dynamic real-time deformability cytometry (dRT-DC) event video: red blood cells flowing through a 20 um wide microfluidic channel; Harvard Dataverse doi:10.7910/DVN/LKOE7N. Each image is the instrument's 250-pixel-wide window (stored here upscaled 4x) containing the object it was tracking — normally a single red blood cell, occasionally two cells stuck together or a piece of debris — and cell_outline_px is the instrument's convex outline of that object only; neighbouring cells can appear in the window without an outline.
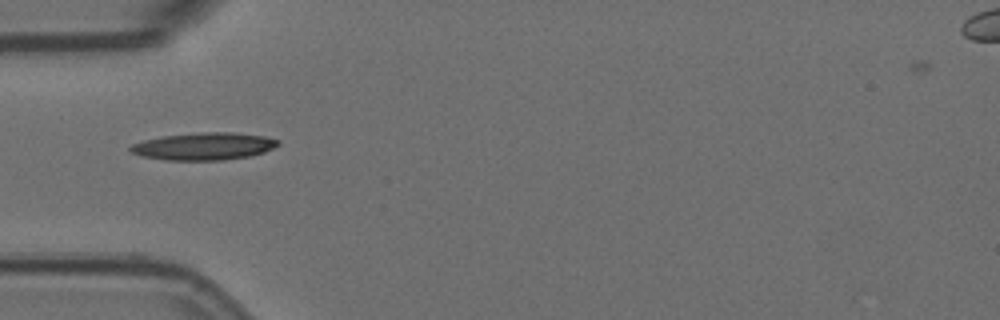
{"species": "Egyptian fruit bat (a non-hibernating species)", "species_latin": "Rousettus aegyptiacus", "temperature_condition": "room temperature", "stored_images_in_passage": 37, "camera_frame_rate_fps": 3000, "um_per_image_px": 0.085, "animal": {"sex": "female"}, "frame": {"image": 1, "passage_image": 1, "time_ms": 0.0, "image_size_px": [1000, 320], "cell_outline_px": [[280, 144], [264, 152], [252, 156], [224, 160], [164, 160], [140, 156], [132, 152], [128, 148], [132, 144], [144, 140], [164, 136], [204, 132], [232, 132], [264, 136], [280, 140]], "centroid_in_image_um": [17.35, 12.44], "position_along_channel_um": 67.7, "area_um2": 23.58}}
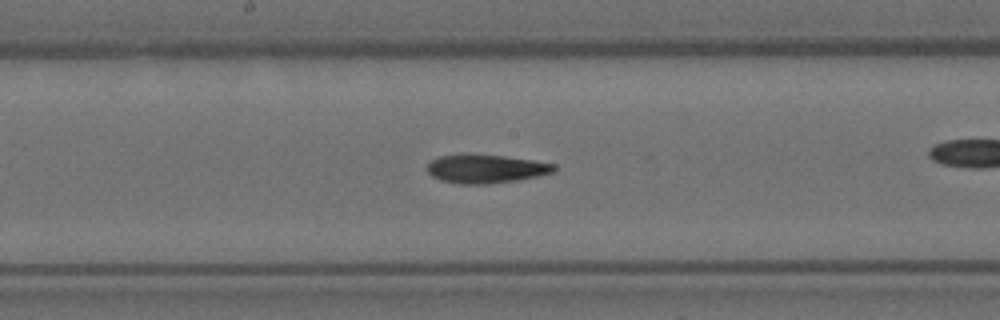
{"frame": {"image": 2, "passage_image": 9, "time_ms": 2.667, "image_size_px": [1000, 320], "cell_outline_px": [[556, 172], [516, 180], [488, 184], [456, 184], [440, 180], [432, 176], [424, 168], [428, 160], [440, 156], [460, 152], [504, 156], [532, 160], [556, 164]], "centroid_in_image_um": [41.2, 14.32], "position_along_channel_um": 207.0, "area_um2": 21.79}}
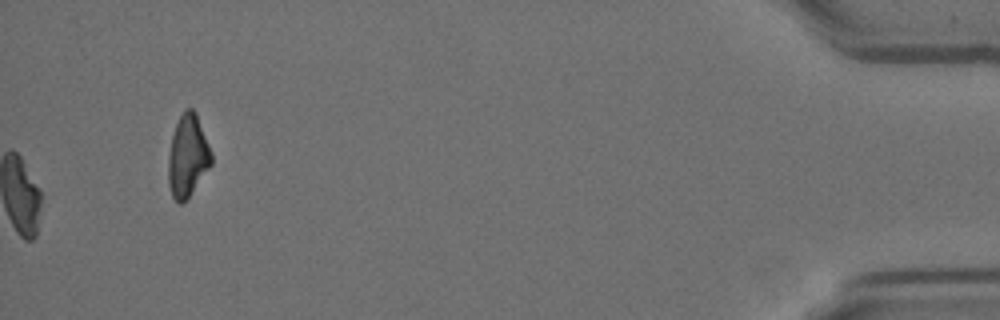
{"frame": {"image": 3, "passage_image": 37, "time_ms": 12.0, "image_size_px": [1000, 320], "cell_outline_px": [[212, 164], [188, 196], [180, 204], [172, 196], [168, 184], [168, 156], [172, 136], [176, 124], [184, 108], [192, 108], [196, 112], [212, 152]], "centroid_in_image_um": [15.95, 13.22], "position_along_channel_um": 419.2, "area_um2": 20.46}, "authors_computed_cell_mechanics": {"area_um2": 21.4438, "velocity_mm_per_s": 3.558, "shape_relaxation_time_tau1_ms": 6.3679, "shape_relaxation_time_tau2_ms": 3.7813, "deformation_change_tau1": 0.178, "deformation_change_tau2": 0.1472}}